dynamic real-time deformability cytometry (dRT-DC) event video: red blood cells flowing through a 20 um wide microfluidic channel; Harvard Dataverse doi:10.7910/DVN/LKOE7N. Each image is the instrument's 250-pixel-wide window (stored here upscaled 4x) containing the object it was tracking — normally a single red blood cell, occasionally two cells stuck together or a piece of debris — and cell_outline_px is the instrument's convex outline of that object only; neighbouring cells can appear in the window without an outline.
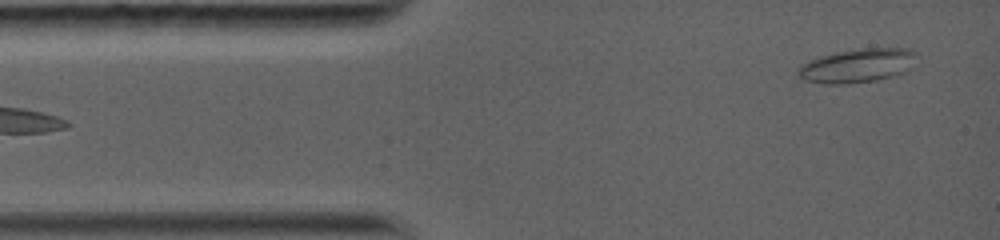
{"species": "common noctule bat (a hibernating species)", "species_latin": "Nyctalus noctula", "temperature_condition": "warm", "stored_images_in_passage": 8, "camera_frame_rate_fps": 5000, "um_per_image_px": 0.085, "animal": {"sex": "female", "body_mass_g": 19.0, "forearm_length_mm": 56.7}, "frame": {"image": 1, "passage_image": 2, "time_ms": 0.4, "image_size_px": [1000, 240], "cell_outline_px": [[908, 52], [884, 76], [868, 80], [808, 80], [800, 72], [812, 60], [824, 56], [840, 52], [860, 48], [904, 48]], "centroid_in_image_um": [72.61, 5.48], "position_along_channel_um": 12.4, "area_um2": 18.26}}
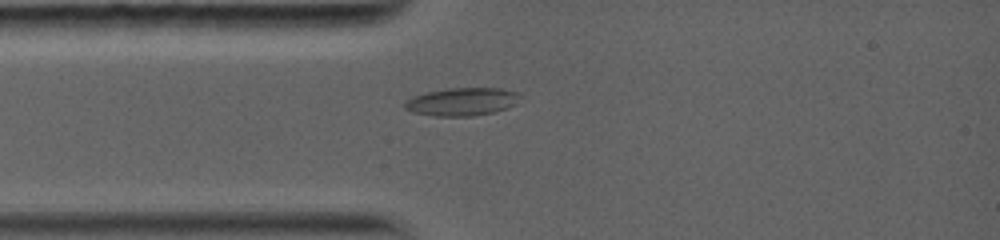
{"frame": {"image": 2, "passage_image": 8, "time_ms": 2.6, "image_size_px": [1000, 240], "cell_outline_px": [[512, 92], [508, 104], [504, 108], [492, 112], [468, 116], [440, 116], [416, 112], [404, 108], [404, 104], [408, 100], [416, 96], [428, 92], [452, 88], [500, 88]], "centroid_in_image_um": [39.09, 8.65], "position_along_channel_um": 45.9, "area_um2": 17.28}}